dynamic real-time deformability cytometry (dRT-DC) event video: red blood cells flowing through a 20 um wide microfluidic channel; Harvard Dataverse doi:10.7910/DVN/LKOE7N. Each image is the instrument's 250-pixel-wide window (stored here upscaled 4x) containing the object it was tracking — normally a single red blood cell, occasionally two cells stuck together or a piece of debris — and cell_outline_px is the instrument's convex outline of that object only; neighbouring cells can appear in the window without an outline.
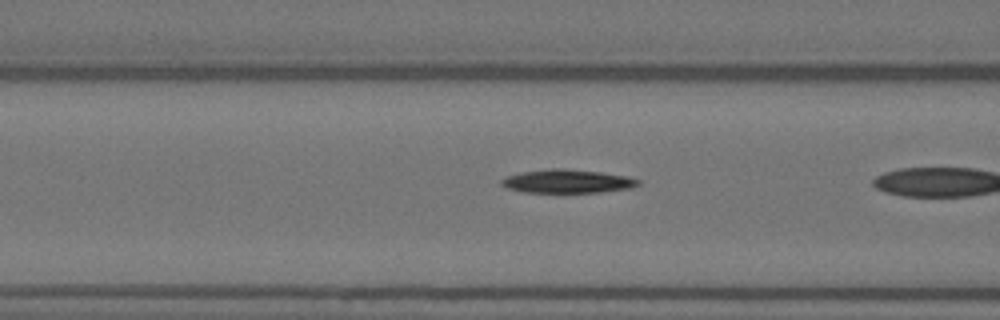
{"species": "Egyptian fruit bat (a non-hibernating species)", "species_latin": "Rousettus aegyptiacus", "temperature_condition": "warm", "stored_images_in_passage": 8, "camera_frame_rate_fps": 3000, "um_per_image_px": 0.085, "animal": {"sex": "female"}, "frame": {"image": 1, "passage_image": 7, "time_ms": 2.0, "image_size_px": [1000, 320], "cell_outline_px": [[640, 184], [632, 188], [600, 192], [524, 192], [504, 188], [500, 184], [500, 180], [504, 176], [520, 172], [552, 168], [564, 168], [600, 172], [628, 176], [640, 180]], "centroid_in_image_um": [48.18, 15.4], "position_along_channel_um": 118.4, "area_um2": 18.96}}